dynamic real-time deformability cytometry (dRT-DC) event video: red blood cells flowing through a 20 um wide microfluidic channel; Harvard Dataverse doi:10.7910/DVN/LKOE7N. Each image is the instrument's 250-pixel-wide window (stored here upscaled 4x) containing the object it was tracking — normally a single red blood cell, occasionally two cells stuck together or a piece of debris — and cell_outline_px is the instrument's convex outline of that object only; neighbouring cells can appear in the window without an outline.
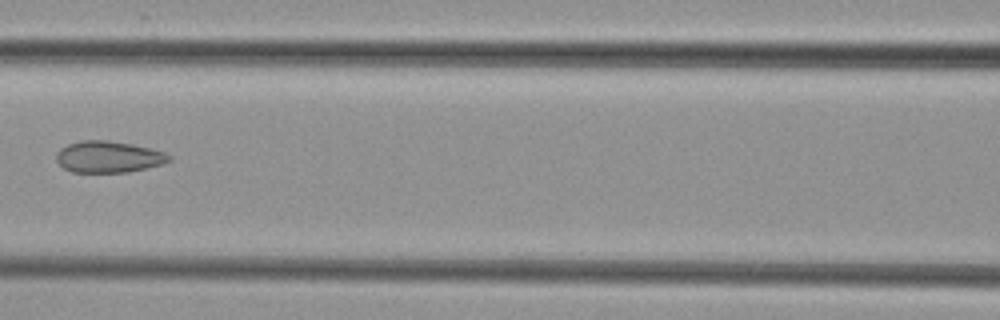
{"species": "common noctule bat (a hibernating species)", "species_latin": "Nyctalus noctula", "temperature_condition": "cold", "stored_images_in_passage": 6, "camera_frame_rate_fps": 3000, "um_per_image_px": 0.085, "animal": {"sex": "female", "body_mass_g": 29.2, "forearm_length_mm": 56.3}, "frame": {"image": 1, "passage_image": 6, "time_ms": 6.667, "image_size_px": [1000, 320], "cell_outline_px": [[172, 160], [164, 164], [128, 172], [72, 172], [64, 168], [56, 160], [56, 152], [60, 148], [68, 144], [80, 140], [108, 140], [132, 144], [152, 148], [164, 152], [172, 156]], "centroid_in_image_um": [9.24, 13.32], "position_along_channel_um": 157.4, "area_um2": 20.92}}